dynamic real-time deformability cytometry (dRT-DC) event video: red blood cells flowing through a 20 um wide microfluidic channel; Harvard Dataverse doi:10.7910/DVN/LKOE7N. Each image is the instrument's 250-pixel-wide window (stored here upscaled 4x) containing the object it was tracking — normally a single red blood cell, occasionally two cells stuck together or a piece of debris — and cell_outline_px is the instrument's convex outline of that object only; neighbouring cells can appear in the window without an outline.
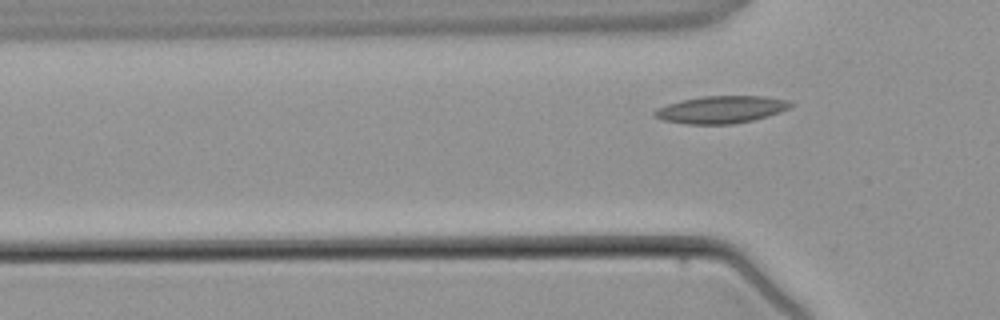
{"species": "common noctule bat (a hibernating species)", "species_latin": "Nyctalus noctula", "temperature_condition": "warm", "stored_images_in_passage": 4, "camera_frame_rate_fps": 3000, "um_per_image_px": 0.085, "animal": {"sex": "male", "body_mass_g": 21.5, "forearm_length_mm": 52.0}, "frame": {"image": 1, "passage_image": 4, "time_ms": 3.667, "image_size_px": [1000, 320], "cell_outline_px": [[792, 104], [788, 108], [780, 112], [768, 116], [752, 120], [732, 124], [684, 124], [664, 120], [652, 116], [652, 112], [656, 108], [680, 100], [704, 96], [764, 96], [788, 100]], "centroid_in_image_um": [61.25, 9.31], "position_along_channel_um": 64.6, "area_um2": 21.68}}